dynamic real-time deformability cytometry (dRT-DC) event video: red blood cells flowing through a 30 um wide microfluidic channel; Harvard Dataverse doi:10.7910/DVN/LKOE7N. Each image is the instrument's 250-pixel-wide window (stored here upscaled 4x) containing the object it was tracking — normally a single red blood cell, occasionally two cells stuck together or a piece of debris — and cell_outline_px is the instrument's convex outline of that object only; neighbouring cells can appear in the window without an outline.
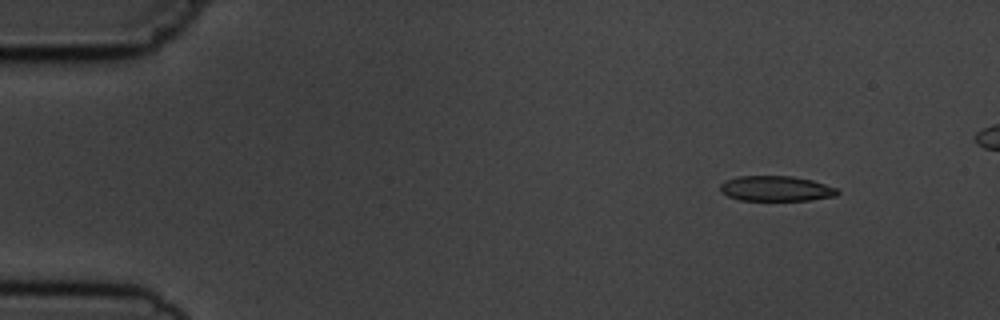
{"species": "common noctule bat (a hibernating species)", "species_latin": "Nyctalus noctula", "temperature_condition": "cold", "stored_images_in_passage": 5, "camera_frame_rate_fps": 3000, "um_per_image_px": 0.085, "animal": {"sex": "male", "body_mass_g": 19.5, "forearm_length_mm": 54.6}, "frame": {"image": 1, "passage_image": 1, "time_ms": 0.0, "image_size_px": [1000, 320], "cell_outline_px": [[840, 192], [836, 196], [812, 200], [740, 200], [728, 196], [720, 192], [720, 184], [724, 180], [736, 176], [792, 176], [812, 180], [836, 188]], "centroid_in_image_um": [65.94, 16.02], "position_along_channel_um": 19.1, "area_um2": 17.34}}
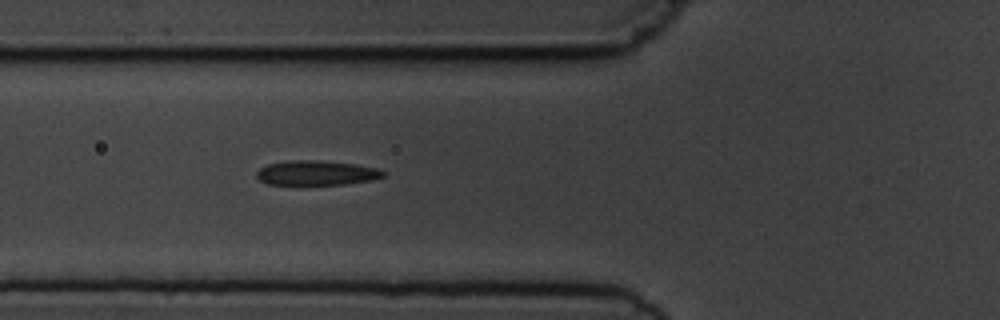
{"frame": {"image": 2, "passage_image": 5, "time_ms": 4.667, "image_size_px": [1000, 320], "cell_outline_px": [[384, 176], [372, 180], [344, 184], [268, 184], [260, 180], [256, 176], [256, 172], [260, 168], [268, 164], [288, 160], [312, 160], [356, 164], [376, 168], [384, 172]], "centroid_in_image_um": [26.87, 14.69], "position_along_channel_um": 98.9, "area_um2": 17.98}}